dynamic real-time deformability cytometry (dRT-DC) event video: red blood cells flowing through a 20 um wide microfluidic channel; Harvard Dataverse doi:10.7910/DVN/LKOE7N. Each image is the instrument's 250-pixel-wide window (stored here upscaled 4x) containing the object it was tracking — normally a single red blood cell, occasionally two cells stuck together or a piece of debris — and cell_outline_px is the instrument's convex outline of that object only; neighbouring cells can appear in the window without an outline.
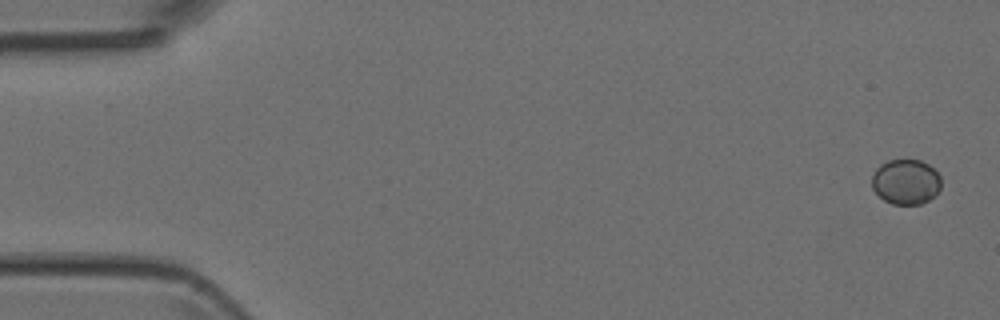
{"species": "Egyptian fruit bat (a non-hibernating species)", "species_latin": "Rousettus aegyptiacus", "temperature_condition": "room temperature", "stored_images_in_passage": 5, "camera_frame_rate_fps": 3000, "um_per_image_px": 0.085, "animal": {"sex": "female"}, "frame": {"image": 1, "passage_image": 1, "time_ms": 0.0, "image_size_px": [1000, 320], "cell_outline_px": [[940, 188], [928, 200], [920, 204], [892, 204], [884, 200], [872, 188], [872, 176], [876, 168], [880, 164], [888, 160], [920, 160], [928, 164], [940, 176]], "centroid_in_image_um": [76.97, 15.44], "position_along_channel_um": 8.0, "area_um2": 18.03}}
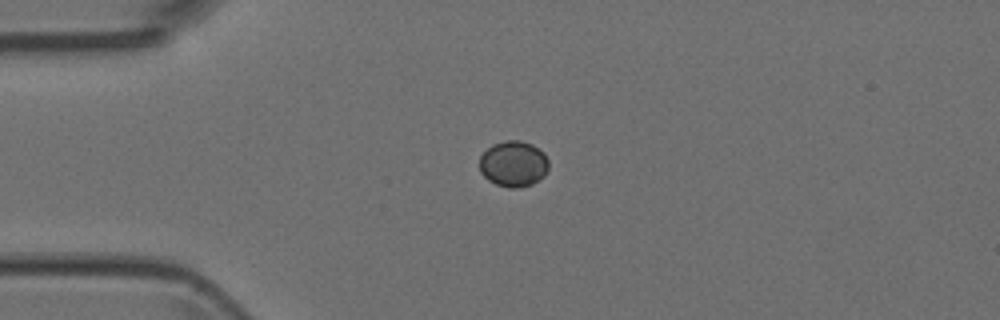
{"frame": {"image": 2, "passage_image": 4, "time_ms": 3.667, "image_size_px": [1000, 320], "cell_outline_px": [[548, 168], [544, 176], [532, 184], [520, 188], [508, 188], [496, 184], [488, 180], [480, 172], [480, 156], [492, 144], [504, 140], [520, 140], [532, 144], [544, 152], [548, 160]], "centroid_in_image_um": [43.65, 13.92], "position_along_channel_um": 41.4, "area_um2": 18.67}}
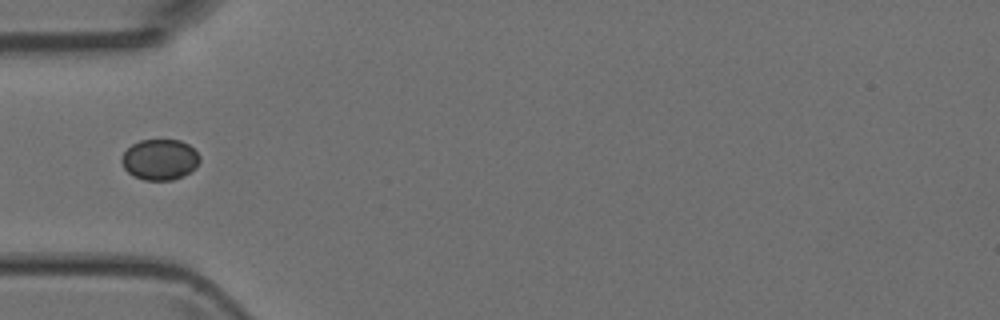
{"frame": {"image": 3, "passage_image": 5, "time_ms": 5.0, "image_size_px": [1000, 320], "cell_outline_px": [[200, 160], [196, 168], [184, 176], [172, 180], [144, 180], [132, 176], [124, 168], [120, 160], [124, 152], [132, 144], [140, 140], [180, 140], [188, 144], [200, 156]], "centroid_in_image_um": [13.58, 13.57], "position_along_channel_um": 71.4, "area_um2": 18.67}}